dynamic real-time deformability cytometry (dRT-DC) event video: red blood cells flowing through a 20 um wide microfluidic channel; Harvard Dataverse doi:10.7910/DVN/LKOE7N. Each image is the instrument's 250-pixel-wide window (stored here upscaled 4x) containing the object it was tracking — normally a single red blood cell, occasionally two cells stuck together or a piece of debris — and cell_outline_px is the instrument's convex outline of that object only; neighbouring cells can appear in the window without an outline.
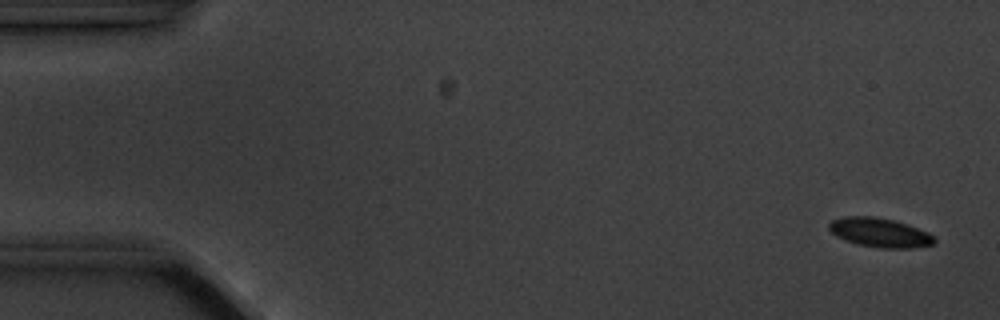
{"species": "common noctule bat (a hibernating species)", "species_latin": "Nyctalus noctula", "temperature_condition": "cold", "stored_images_in_passage": 6, "camera_frame_rate_fps": 3000, "um_per_image_px": 0.085, "animal": {"sex": "male", "body_mass_g": 20.1, "forearm_length_mm": 53.5}, "frame": {"image": 1, "passage_image": 1, "time_ms": 0.0, "image_size_px": [1000, 320], "cell_outline_px": [[936, 240], [932, 244], [912, 248], [880, 248], [860, 244], [844, 240], [836, 236], [828, 228], [828, 224], [832, 220], [844, 216], [876, 216], [892, 220], [928, 232], [936, 236]], "centroid_in_image_um": [74.76, 19.76], "position_along_channel_um": 10.2, "area_um2": 17.8}}